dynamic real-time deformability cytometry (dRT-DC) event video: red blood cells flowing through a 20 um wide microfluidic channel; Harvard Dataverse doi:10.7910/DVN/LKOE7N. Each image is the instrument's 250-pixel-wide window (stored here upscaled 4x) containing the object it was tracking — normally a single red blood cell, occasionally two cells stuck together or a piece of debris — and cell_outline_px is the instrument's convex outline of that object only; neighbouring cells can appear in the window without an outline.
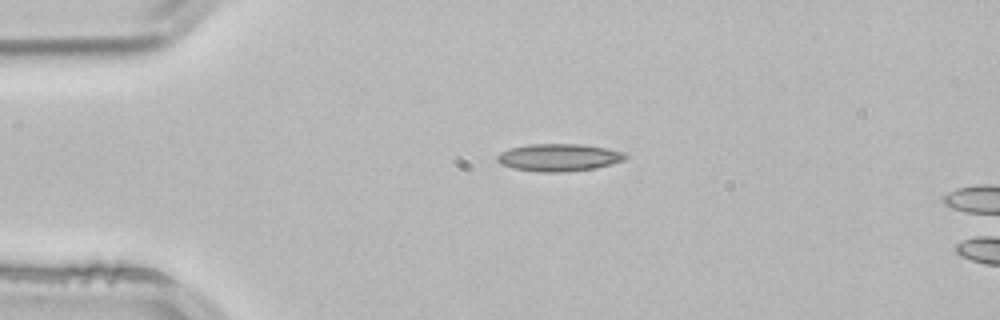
{"species": "common noctule bat (a hibernating species)", "species_latin": "Nyctalus noctula", "temperature_condition": "room temperature", "stored_images_in_passage": 3, "camera_frame_rate_fps": 3000, "um_per_image_px": 0.085, "animal": {"sex": "male", "body_mass_g": 21.5, "forearm_length_mm": 52.0}, "frame": {"image": 1, "passage_image": 2, "time_ms": 0.333, "image_size_px": [1000, 320], "cell_outline_px": [[628, 156], [624, 160], [612, 164], [596, 168], [560, 172], [544, 172], [512, 168], [500, 164], [496, 160], [496, 156], [500, 152], [512, 148], [528, 144], [580, 144], [604, 148], [624, 152]], "centroid_in_image_um": [47.49, 13.38], "position_along_channel_um": 37.5, "area_um2": 20.4}}